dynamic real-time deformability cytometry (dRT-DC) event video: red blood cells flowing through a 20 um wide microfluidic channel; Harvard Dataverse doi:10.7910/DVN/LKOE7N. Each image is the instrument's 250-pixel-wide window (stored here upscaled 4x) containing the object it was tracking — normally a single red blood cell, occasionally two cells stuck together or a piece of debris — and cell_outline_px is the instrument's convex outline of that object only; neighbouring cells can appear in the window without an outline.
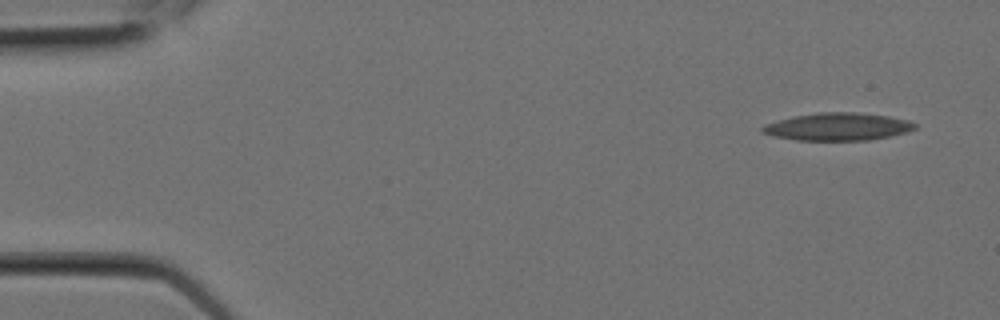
{"species": "Egyptian fruit bat (a non-hibernating species)", "species_latin": "Rousettus aegyptiacus", "temperature_condition": "room temperature", "stored_images_in_passage": 5, "camera_frame_rate_fps": 3000, "um_per_image_px": 0.085, "animal": {"sex": "female"}, "frame": {"image": 1, "passage_image": 1, "time_ms": 0.0, "image_size_px": [1000, 320], "cell_outline_px": [[916, 128], [904, 132], [888, 136], [868, 140], [796, 140], [772, 136], [760, 132], [760, 128], [764, 124], [776, 120], [796, 116], [820, 112], [856, 112], [888, 116], [908, 120], [916, 124]], "centroid_in_image_um": [71.15, 10.77], "position_along_channel_um": 13.9, "area_um2": 24.45}}
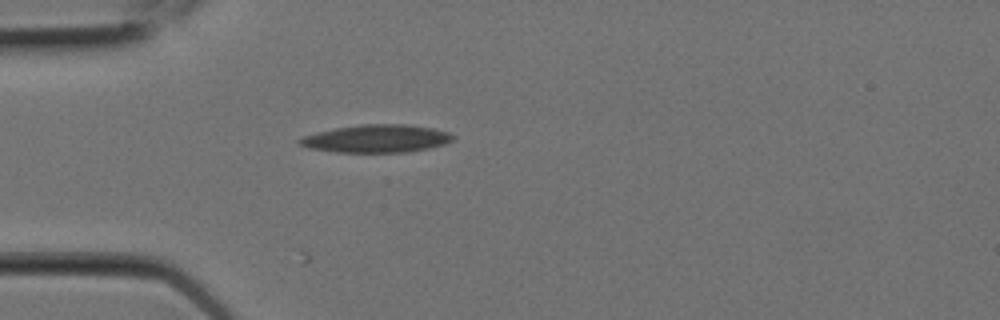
{"frame": {"image": 2, "passage_image": 5, "time_ms": 1.333, "image_size_px": [1000, 320], "cell_outline_px": [[456, 140], [444, 144], [428, 148], [408, 152], [336, 152], [308, 148], [296, 144], [296, 140], [304, 136], [316, 132], [336, 128], [360, 124], [404, 124], [432, 128], [448, 132], [456, 136]], "centroid_in_image_um": [31.99, 11.78], "position_along_channel_um": 53.0, "area_um2": 25.03}}